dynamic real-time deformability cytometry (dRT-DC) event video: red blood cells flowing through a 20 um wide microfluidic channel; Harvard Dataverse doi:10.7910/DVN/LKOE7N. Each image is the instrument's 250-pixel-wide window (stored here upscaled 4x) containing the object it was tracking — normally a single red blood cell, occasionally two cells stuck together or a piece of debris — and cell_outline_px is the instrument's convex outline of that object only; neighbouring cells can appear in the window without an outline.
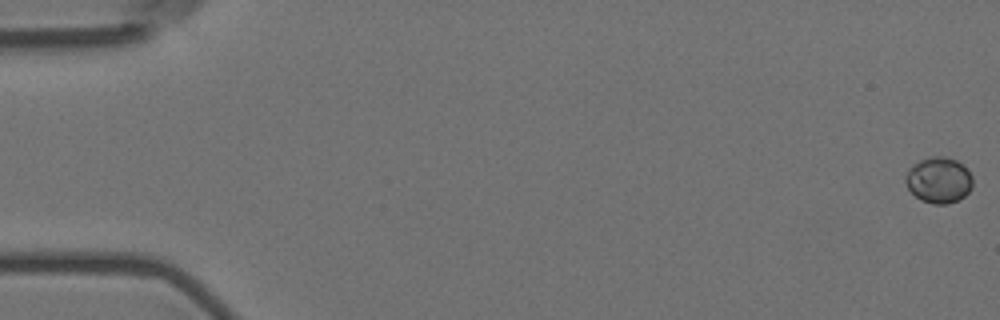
{"species": "Egyptian fruit bat (a non-hibernating species)", "species_latin": "Rousettus aegyptiacus", "temperature_condition": "room temperature", "stored_images_in_passage": 58, "camera_frame_rate_fps": 3000, "um_per_image_px": 0.085, "animal": {"sex": "female"}, "frame": {"image": 1, "passage_image": 1, "time_ms": 0.0, "image_size_px": [1000, 320], "cell_outline_px": [[972, 188], [964, 196], [948, 204], [932, 204], [920, 200], [908, 188], [904, 180], [904, 176], [908, 168], [912, 164], [920, 160], [932, 156], [944, 156], [956, 160], [972, 176]], "centroid_in_image_um": [79.75, 15.31], "position_along_channel_um": 5.2, "area_um2": 17.98}}
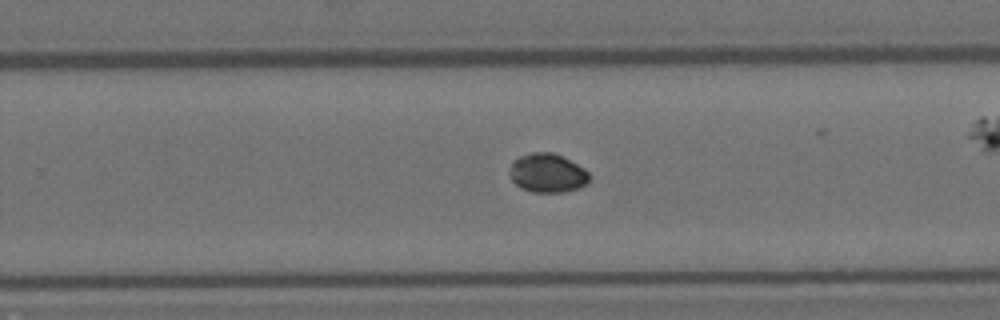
{"frame": {"image": 2, "passage_image": 37, "time_ms": 12.0, "image_size_px": [1000, 320], "cell_outline_px": [[592, 176], [588, 184], [580, 188], [564, 192], [532, 192], [520, 188], [512, 180], [508, 172], [512, 160], [528, 152], [552, 152], [584, 168]], "centroid_in_image_um": [46.53, 14.72], "position_along_channel_um": 283.3, "area_um2": 18.38}}
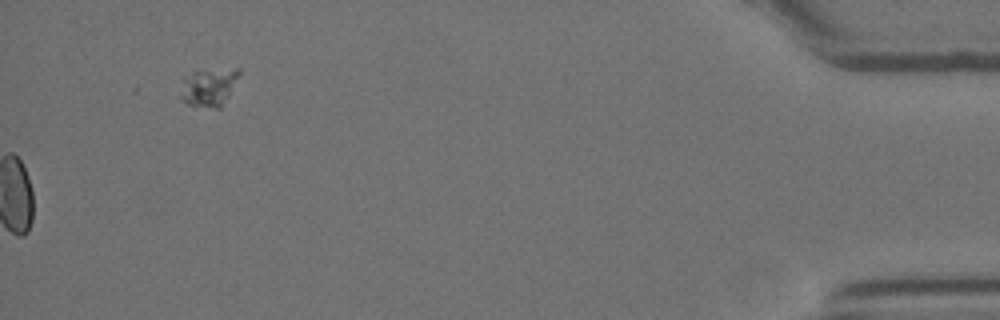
{"frame": {"image": 3, "passage_image": 58, "time_ms": 19.0, "image_size_px": [1000, 320], "cell_outline_px": [[240, 72], [228, 96], [220, 108], [216, 108], [188, 104], [180, 100], [180, 96], [184, 76], [192, 72], [236, 68], [240, 68]], "centroid_in_image_um": [17.73, 7.41], "position_along_channel_um": 417.5, "area_um2": 12.66}}